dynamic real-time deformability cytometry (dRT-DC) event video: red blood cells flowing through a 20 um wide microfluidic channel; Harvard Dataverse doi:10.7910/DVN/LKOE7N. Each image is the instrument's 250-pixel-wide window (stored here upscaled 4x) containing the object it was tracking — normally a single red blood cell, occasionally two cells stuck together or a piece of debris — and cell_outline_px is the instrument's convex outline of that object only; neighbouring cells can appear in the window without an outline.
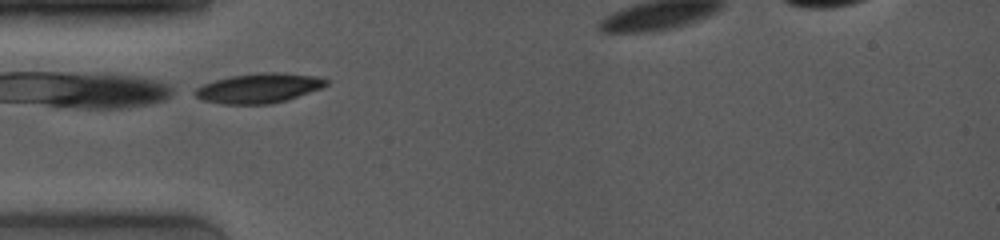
{"species": "common noctule bat (a hibernating species)", "species_latin": "Nyctalus noctula", "temperature_condition": "room temperature", "stored_images_in_passage": 2, "camera_frame_rate_fps": 4000, "um_per_image_px": 0.085, "animal": {"sex": "female", "body_mass_g": 19.0, "forearm_length_mm": 53.3}, "frame": {"image": 1, "passage_image": 1, "time_ms": 0.0, "image_size_px": [1000, 240], "cell_outline_px": [[328, 84], [320, 88], [288, 100], [268, 104], [224, 104], [204, 100], [188, 92], [204, 84], [216, 80], [232, 76], [264, 72], [272, 72], [316, 76], [328, 80]], "centroid_in_image_um": [21.97, 7.5], "position_along_channel_um": 63.0, "area_um2": 22.48}}